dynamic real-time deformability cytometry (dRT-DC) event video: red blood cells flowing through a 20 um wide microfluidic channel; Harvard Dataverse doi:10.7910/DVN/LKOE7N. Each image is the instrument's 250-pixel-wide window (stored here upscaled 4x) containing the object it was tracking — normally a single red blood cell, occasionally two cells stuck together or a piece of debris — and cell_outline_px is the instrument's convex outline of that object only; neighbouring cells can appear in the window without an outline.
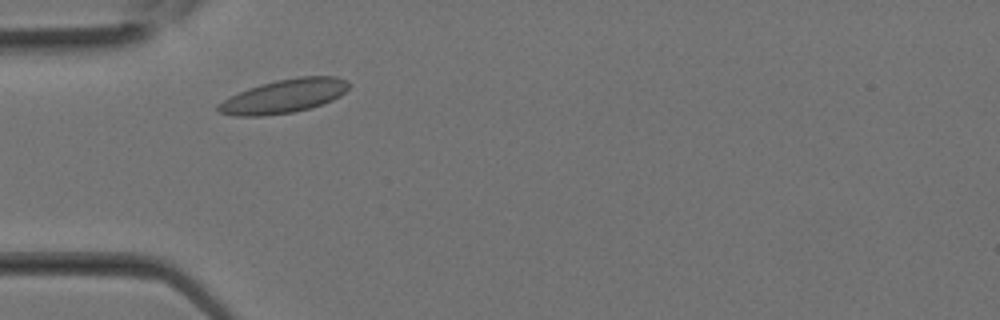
{"species": "Egyptian fruit bat (a non-hibernating species)", "species_latin": "Rousettus aegyptiacus", "temperature_condition": "room temperature", "stored_images_in_passage": 24, "camera_frame_rate_fps": 3000, "um_per_image_px": 0.085, "animal": {"sex": "female"}, "frame": {"image": 1, "passage_image": 3, "time_ms": 0.667, "image_size_px": [1000, 320], "cell_outline_px": [[348, 88], [340, 96], [332, 100], [308, 108], [292, 112], [264, 116], [236, 116], [220, 112], [216, 108], [216, 104], [248, 88], [260, 84], [276, 80], [300, 76], [336, 76], [348, 80]], "centroid_in_image_um": [24.14, 8.16], "position_along_channel_um": 60.9, "area_um2": 25.43}}
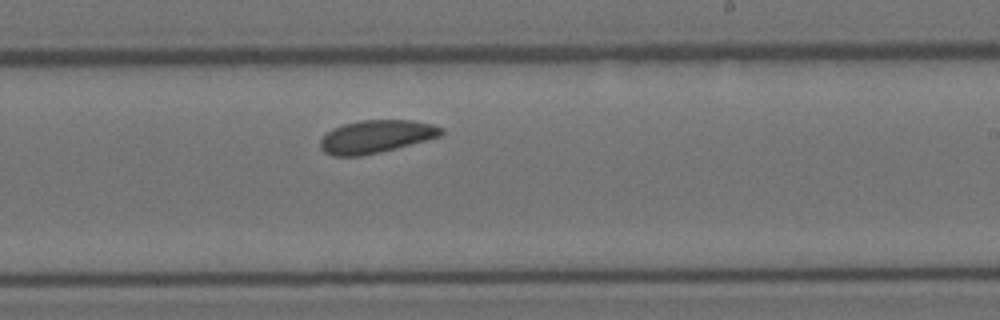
{"frame": {"image": 2, "passage_image": 12, "time_ms": 3.667, "image_size_px": [1000, 320], "cell_outline_px": [[444, 132], [440, 136], [396, 148], [380, 152], [360, 156], [332, 156], [324, 152], [320, 148], [320, 140], [332, 128], [344, 124], [360, 120], [412, 120], [432, 124], [444, 128]], "centroid_in_image_um": [31.96, 11.6], "position_along_channel_um": 257.0, "area_um2": 23.12}}
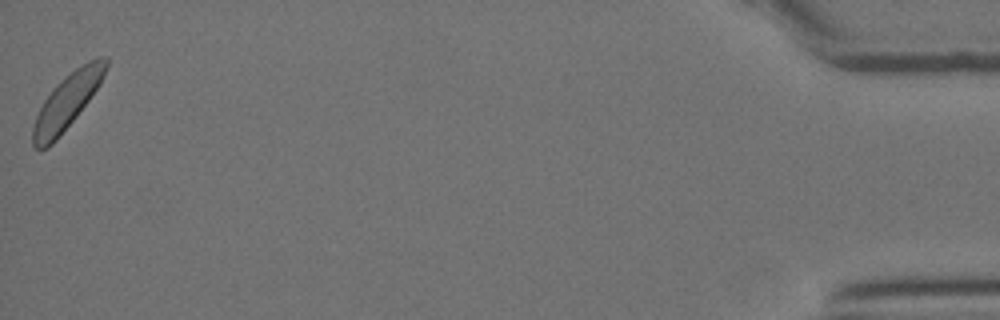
{"frame": {"image": 3, "passage_image": 24, "time_ms": 7.667, "image_size_px": [1000, 320], "cell_outline_px": [[108, 64], [104, 76], [100, 84], [76, 116], [56, 140], [48, 148], [36, 148], [32, 144], [32, 128], [36, 116], [44, 100], [52, 88], [60, 80], [76, 68], [88, 60], [96, 56], [108, 56]], "centroid_in_image_um": [5.71, 8.59], "position_along_channel_um": 429.5, "area_um2": 23.18}}